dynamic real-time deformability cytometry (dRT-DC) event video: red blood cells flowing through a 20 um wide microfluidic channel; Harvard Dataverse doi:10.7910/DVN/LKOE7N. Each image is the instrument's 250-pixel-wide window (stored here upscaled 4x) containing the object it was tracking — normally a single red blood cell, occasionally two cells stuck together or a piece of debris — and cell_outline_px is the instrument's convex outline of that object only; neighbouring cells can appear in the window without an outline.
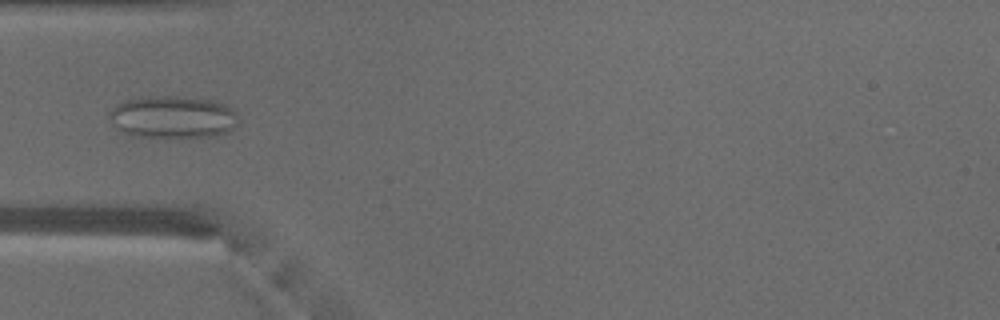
{"species": "common noctule bat (a hibernating species)", "species_latin": "Nyctalus noctula", "temperature_condition": "warm", "stored_images_in_passage": 47, "camera_frame_rate_fps": 3000, "um_per_image_px": 0.085, "animal": {"sex": "male", "body_mass_g": 18.8}, "frame": {"image": 1, "passage_image": 14, "time_ms": 4.333, "image_size_px": [1000, 320], "cell_outline_px": [[240, 120], [228, 132], [212, 136], [132, 136], [116, 128], [108, 116], [108, 112], [116, 104], [124, 100], [140, 96], [184, 96], [208, 100], [224, 104], [236, 112]], "centroid_in_image_um": [14.65, 9.92], "position_along_channel_um": 70.3, "area_um2": 31.85}}
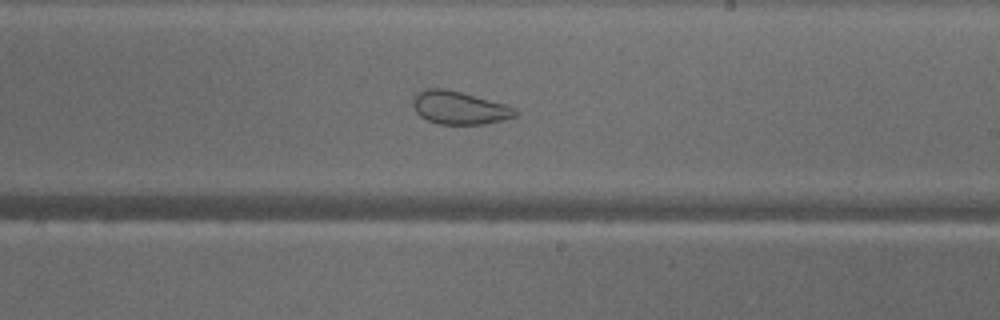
{"frame": {"image": 2, "passage_image": 27, "time_ms": 8.667, "image_size_px": [1000, 320], "cell_outline_px": [[520, 112], [516, 116], [484, 124], [440, 124], [428, 120], [420, 116], [416, 112], [412, 104], [412, 100], [424, 88], [444, 88], [508, 104], [516, 108]], "centroid_in_image_um": [39.07, 9.16], "position_along_channel_um": 249.9, "area_um2": 19.71}, "authors_computed_cell_mechanics": {"area_um2": 29.0156, "velocity_mm_per_s": 4.121, "shape_relaxation_time_tau1_ms": null, "shape_relaxation_time_tau2_ms": 1.1598, "deformation_change_tau1": null, "deformation_change_tau2": 0.07}}